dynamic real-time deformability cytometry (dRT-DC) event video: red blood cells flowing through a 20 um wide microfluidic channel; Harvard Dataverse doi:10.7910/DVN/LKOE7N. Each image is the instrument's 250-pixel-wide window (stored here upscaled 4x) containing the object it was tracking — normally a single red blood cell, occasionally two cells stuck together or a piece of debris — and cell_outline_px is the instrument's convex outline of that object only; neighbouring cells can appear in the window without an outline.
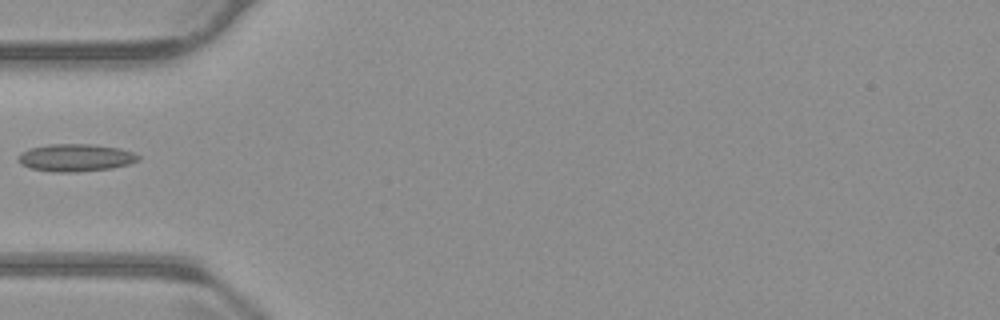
{"species": "common noctule bat (a hibernating species)", "species_latin": "Nyctalus noctula", "temperature_condition": "warm", "stored_images_in_passage": 11, "camera_frame_rate_fps": 3000, "um_per_image_px": 0.085, "animal": {"sex": "male", "body_mass_g": 23.1, "forearm_length_mm": 52.7}, "frame": {"image": 1, "passage_image": 1, "time_ms": 0.0, "image_size_px": [1000, 320], "cell_outline_px": [[140, 160], [128, 164], [112, 168], [72, 172], [56, 172], [28, 168], [20, 164], [16, 160], [16, 156], [20, 152], [28, 148], [48, 144], [92, 144], [120, 148], [132, 152], [140, 156]], "centroid_in_image_um": [6.36, 13.39], "position_along_channel_um": 78.6, "area_um2": 19.48}}
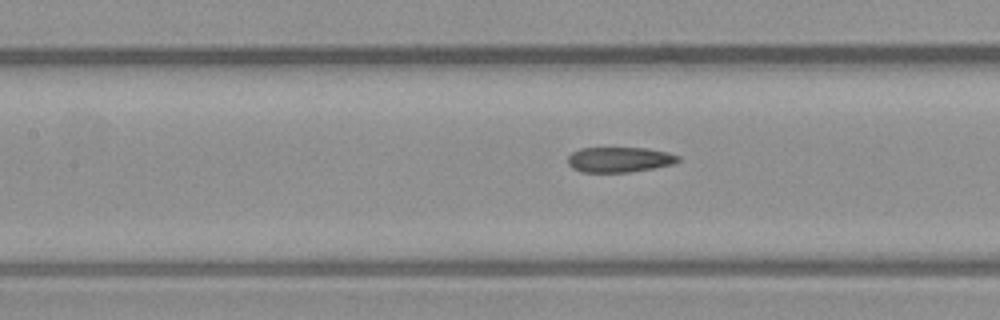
{"frame": {"image": 2, "passage_image": 7, "time_ms": 2.0, "image_size_px": [1000, 320], "cell_outline_px": [[680, 160], [672, 164], [652, 168], [628, 172], [580, 172], [572, 168], [568, 164], [568, 156], [572, 152], [580, 148], [648, 148], [668, 152], [680, 156]], "centroid_in_image_um": [52.63, 13.56], "position_along_channel_um": 154.8, "area_um2": 16.24}}
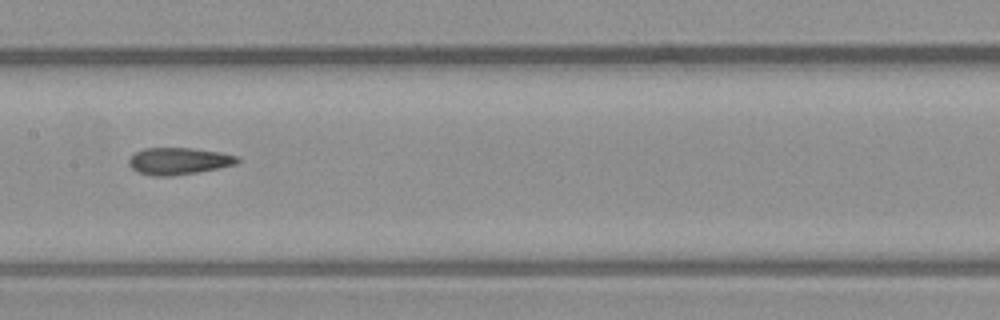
{"frame": {"image": 3, "passage_image": 10, "time_ms": 3.0, "image_size_px": [1000, 320], "cell_outline_px": [[240, 160], [236, 164], [196, 172], [168, 176], [152, 176], [140, 172], [132, 168], [128, 164], [128, 160], [136, 152], [144, 148], [192, 148], [220, 152], [240, 156]], "centroid_in_image_um": [15.2, 13.68], "position_along_channel_um": 192.2, "area_um2": 16.88}}